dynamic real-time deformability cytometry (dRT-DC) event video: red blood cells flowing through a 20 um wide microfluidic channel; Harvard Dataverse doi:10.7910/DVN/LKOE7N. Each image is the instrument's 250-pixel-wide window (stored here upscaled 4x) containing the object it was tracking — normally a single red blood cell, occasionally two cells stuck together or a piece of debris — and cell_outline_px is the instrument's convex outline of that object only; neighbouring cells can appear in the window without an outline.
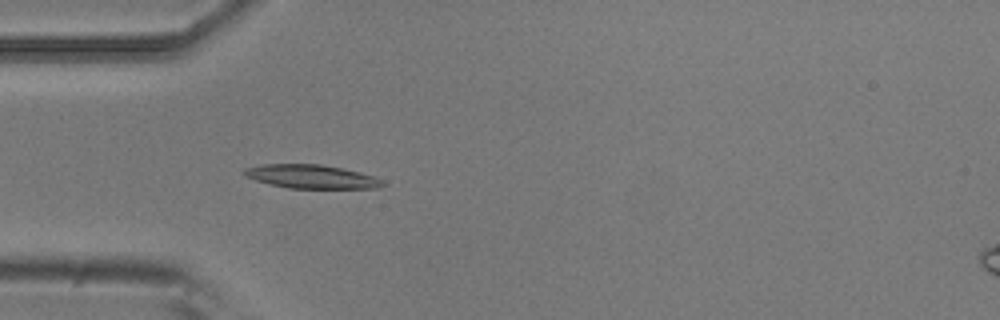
{"species": "common noctule bat (a hibernating species)", "species_latin": "Nyctalus noctula", "temperature_condition": "room temperature", "stored_images_in_passage": 5, "camera_frame_rate_fps": 3000, "um_per_image_px": 0.085, "animal": {"sex": "male", "body_mass_g": 20.5, "forearm_length_mm": 52.5}, "frame": {"image": 1, "passage_image": 5, "time_ms": 1.333, "image_size_px": [1000, 320], "cell_outline_px": [[384, 184], [376, 188], [288, 188], [268, 184], [256, 180], [248, 176], [244, 172], [244, 168], [260, 164], [320, 164], [360, 172], [372, 176], [380, 180]], "centroid_in_image_um": [26.42, 15.0], "position_along_channel_um": 58.6, "area_um2": 18.79}}